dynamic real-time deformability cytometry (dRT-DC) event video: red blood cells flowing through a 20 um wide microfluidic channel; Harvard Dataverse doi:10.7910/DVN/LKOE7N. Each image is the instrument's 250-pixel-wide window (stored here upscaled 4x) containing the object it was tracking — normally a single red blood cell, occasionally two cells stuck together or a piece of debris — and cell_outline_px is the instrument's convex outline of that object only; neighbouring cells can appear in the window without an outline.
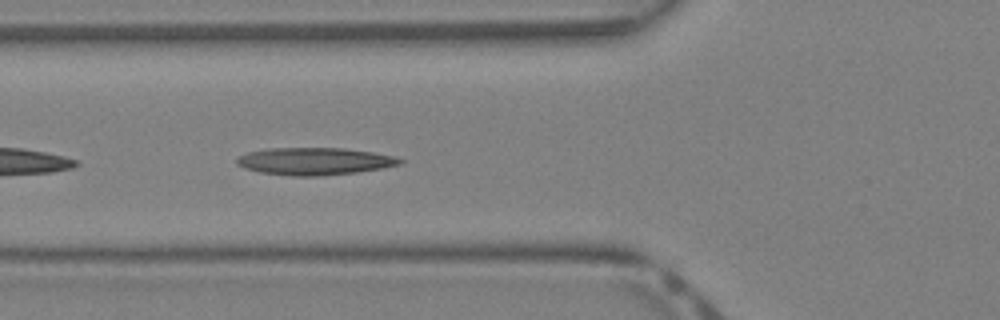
{"species": "Egyptian fruit bat (a non-hibernating species)", "species_latin": "Rousettus aegyptiacus", "temperature_condition": "warm", "stored_images_in_passage": 40, "camera_frame_rate_fps": 3000, "um_per_image_px": 0.085, "animal": {"sex": "female"}, "frame": {"image": 1, "passage_image": 15, "time_ms": 4.667, "image_size_px": [1000, 320], "cell_outline_px": [[404, 160], [400, 164], [380, 168], [356, 172], [316, 176], [292, 176], [260, 172], [244, 168], [236, 164], [236, 156], [248, 152], [268, 148], [344, 148], [372, 152], [396, 156]], "centroid_in_image_um": [26.69, 13.7], "position_along_channel_um": 99.1, "area_um2": 25.95}}
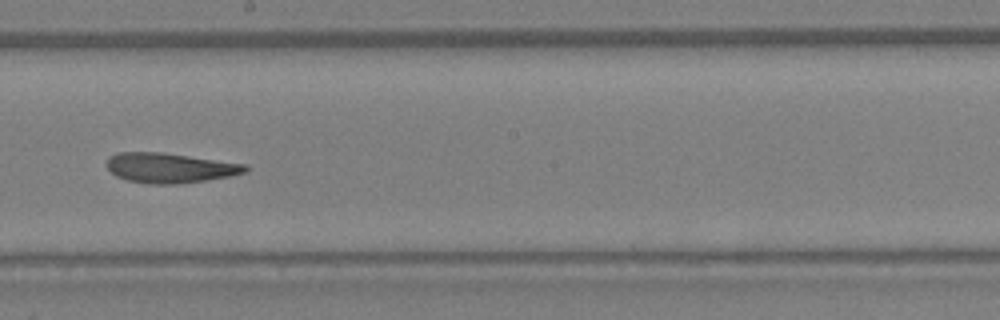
{"frame": {"image": 2, "passage_image": 23, "time_ms": 7.333, "image_size_px": [1000, 320], "cell_outline_px": [[248, 168], [244, 172], [228, 176], [208, 180], [176, 184], [148, 184], [128, 180], [116, 176], [108, 168], [108, 156], [116, 152], [160, 152], [248, 164]], "centroid_in_image_um": [14.43, 14.26], "position_along_channel_um": 233.8, "area_um2": 24.04}}
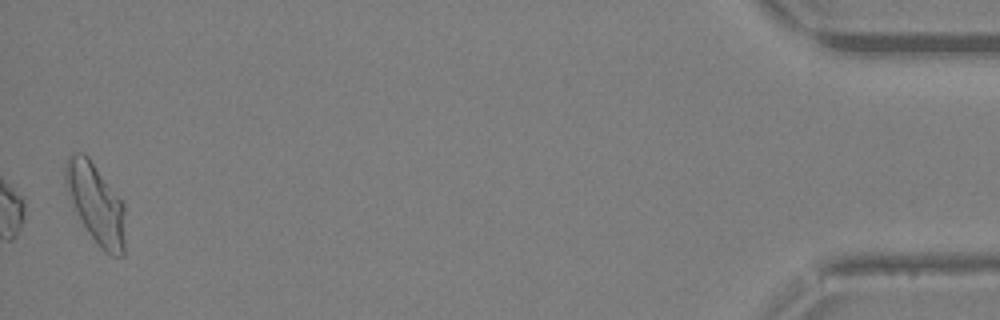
{"frame": {"image": 3, "passage_image": 40, "time_ms": 13.0, "image_size_px": [1000, 320], "cell_outline_px": [[124, 256], [112, 256], [100, 248], [72, 208], [68, 200], [64, 180], [64, 164], [68, 156], [72, 152], [84, 152], [88, 156], [124, 204]], "centroid_in_image_um": [8.09, 17.26], "position_along_channel_um": 427.1, "area_um2": 28.03}}